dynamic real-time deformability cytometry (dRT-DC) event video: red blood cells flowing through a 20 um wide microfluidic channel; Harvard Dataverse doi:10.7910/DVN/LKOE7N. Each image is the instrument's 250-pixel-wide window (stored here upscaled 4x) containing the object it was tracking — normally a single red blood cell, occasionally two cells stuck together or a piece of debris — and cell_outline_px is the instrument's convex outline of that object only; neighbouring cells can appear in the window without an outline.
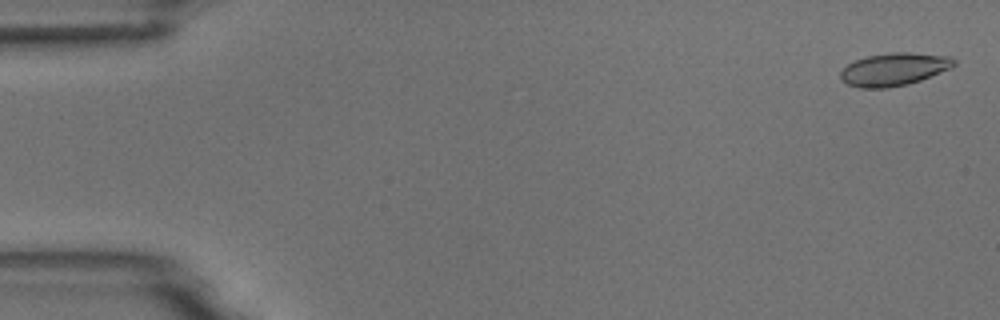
{"species": "common noctule bat (a hibernating species)", "species_latin": "Nyctalus noctula", "temperature_condition": "room temperature", "stored_images_in_passage": 6, "camera_frame_rate_fps": 3000, "um_per_image_px": 0.085, "animal": {"sex": "male", "body_mass_g": 18.8}, "frame": {"image": 1, "passage_image": 1, "time_ms": 0.0, "image_size_px": [1000, 320], "cell_outline_px": [[956, 64], [952, 68], [920, 80], [908, 84], [888, 88], [860, 88], [848, 84], [840, 80], [840, 72], [848, 64], [856, 60], [868, 56], [892, 52], [908, 52], [952, 56], [956, 60]], "centroid_in_image_um": [76.02, 5.89], "position_along_channel_um": 9.0, "area_um2": 21.79}}
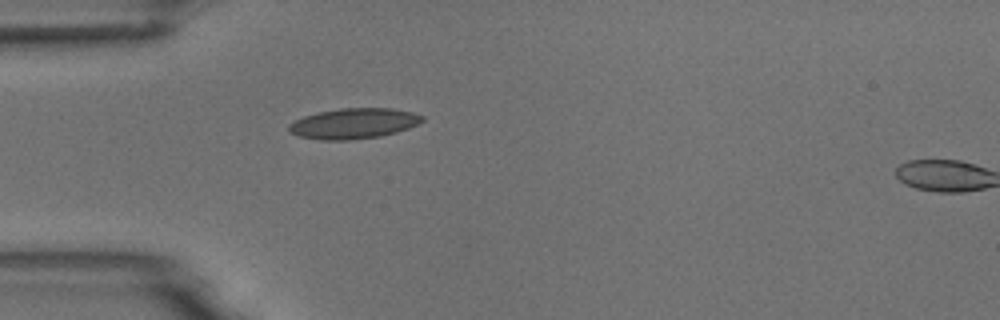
{"frame": {"image": 2, "passage_image": 5, "time_ms": 4.667, "image_size_px": [1000, 320], "cell_outline_px": [[424, 120], [408, 128], [396, 132], [380, 136], [348, 140], [320, 140], [300, 136], [288, 132], [288, 124], [304, 116], [316, 112], [340, 108], [392, 108], [412, 112], [424, 116]], "centroid_in_image_um": [30.04, 10.49], "position_along_channel_um": 55.0, "area_um2": 23.7}}